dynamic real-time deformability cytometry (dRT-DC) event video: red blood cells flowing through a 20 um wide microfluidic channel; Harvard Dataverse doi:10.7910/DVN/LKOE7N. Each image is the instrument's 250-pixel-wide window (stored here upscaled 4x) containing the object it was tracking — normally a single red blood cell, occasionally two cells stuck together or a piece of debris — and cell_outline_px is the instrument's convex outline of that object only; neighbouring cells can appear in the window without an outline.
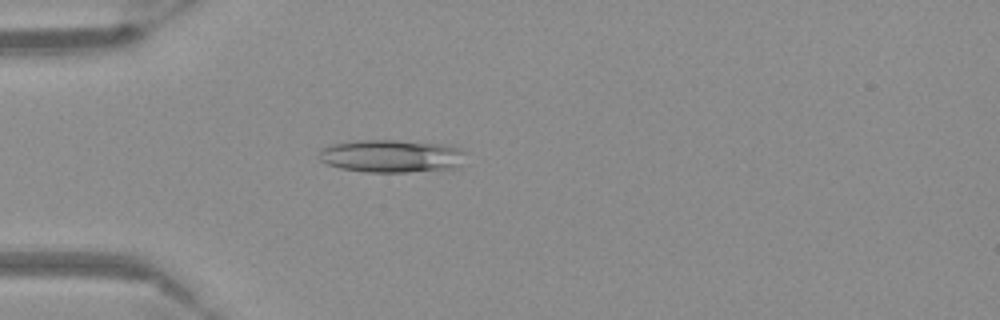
{"species": "Egyptian fruit bat (a non-hibernating species)", "species_latin": "Rousettus aegyptiacus", "temperature_condition": "warm", "stored_images_in_passage": 45, "camera_frame_rate_fps": 3000, "um_per_image_px": 0.085, "frame": {"image": 1, "passage_image": 6, "time_ms": 1.667, "image_size_px": [1000, 320], "cell_outline_px": [[468, 152], [460, 164], [452, 168], [408, 172], [368, 172], [340, 168], [328, 164], [320, 160], [320, 152], [324, 148], [332, 144], [356, 140], [396, 140], [440, 144], [460, 148]], "centroid_in_image_um": [33.3, 13.26], "position_along_channel_um": 51.7, "area_um2": 27.86}}
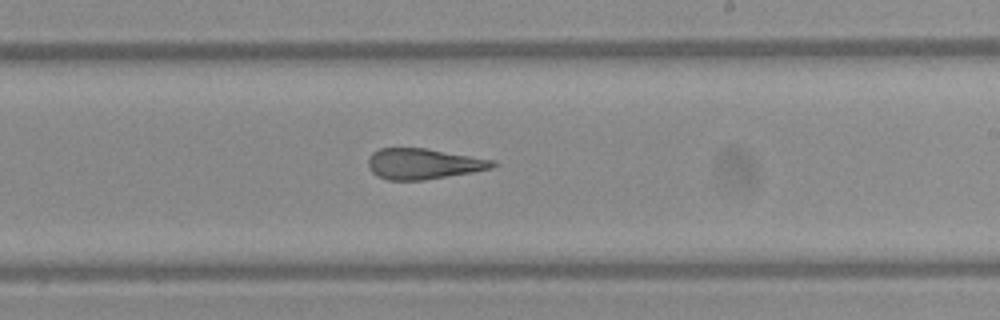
{"frame": {"image": 2, "passage_image": 23, "time_ms": 7.333, "image_size_px": [1000, 320], "cell_outline_px": [[500, 164], [492, 168], [472, 172], [424, 180], [388, 180], [376, 176], [368, 168], [368, 160], [372, 152], [380, 148], [428, 148], [496, 160]], "centroid_in_image_um": [36.01, 13.92], "position_along_channel_um": 253.0, "area_um2": 22.54}}
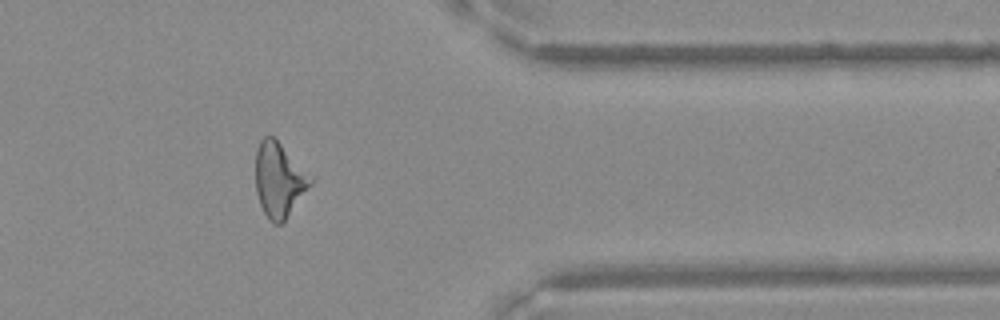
{"frame": {"image": 3, "passage_image": 35, "time_ms": 11.333, "image_size_px": [1000, 320], "cell_outline_px": [[316, 180], [284, 220], [280, 224], [272, 224], [268, 220], [260, 204], [256, 192], [256, 152], [260, 140], [264, 136], [272, 136], [316, 176]], "centroid_in_image_um": [23.78, 15.27], "position_along_channel_um": 387.6, "area_um2": 24.33}}